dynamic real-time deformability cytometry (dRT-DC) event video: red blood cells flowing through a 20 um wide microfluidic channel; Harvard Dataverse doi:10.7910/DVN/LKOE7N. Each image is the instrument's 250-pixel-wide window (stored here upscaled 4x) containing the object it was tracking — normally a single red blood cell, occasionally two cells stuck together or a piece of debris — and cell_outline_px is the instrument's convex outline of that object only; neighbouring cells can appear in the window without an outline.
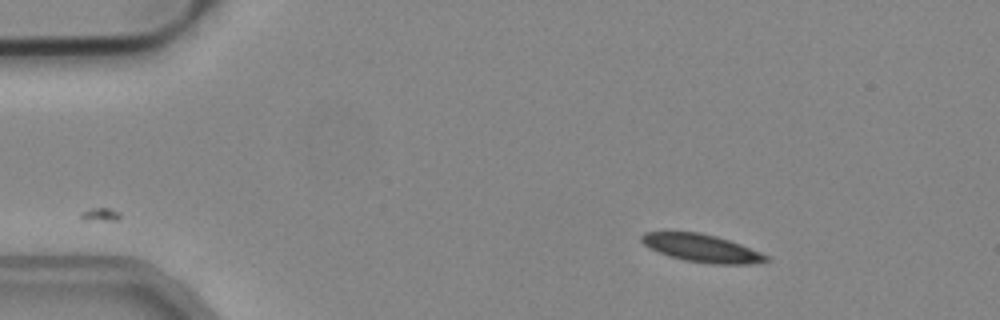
{"species": "common noctule bat (a hibernating species)", "species_latin": "Nyctalus noctula", "temperature_condition": "cold", "stored_images_in_passage": 45, "camera_frame_rate_fps": 3000, "um_per_image_px": 0.085, "animal": {"sex": "male", "body_mass_g": 19.2, "forearm_length_mm": 51.8}, "frame": {"image": 1, "passage_image": 1, "time_ms": 0.0, "image_size_px": [1000, 320], "cell_outline_px": [[768, 260], [748, 264], [716, 264], [684, 260], [668, 256], [648, 248], [640, 240], [640, 236], [644, 232], [700, 232], [716, 236], [740, 244], [760, 252], [768, 256]], "centroid_in_image_um": [59.59, 21.08], "position_along_channel_um": 25.4, "area_um2": 20.0}}
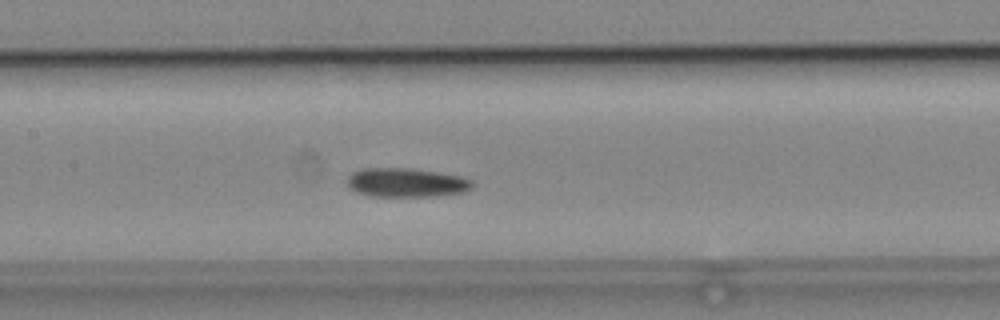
{"frame": {"image": 2, "passage_image": 18, "time_ms": 5.667, "image_size_px": [1000, 320], "cell_outline_px": [[472, 188], [464, 192], [436, 196], [372, 196], [356, 192], [348, 184], [348, 176], [352, 172], [364, 168], [412, 168], [460, 176], [472, 180]], "centroid_in_image_um": [34.54, 15.52], "position_along_channel_um": 172.9, "area_um2": 21.04}}
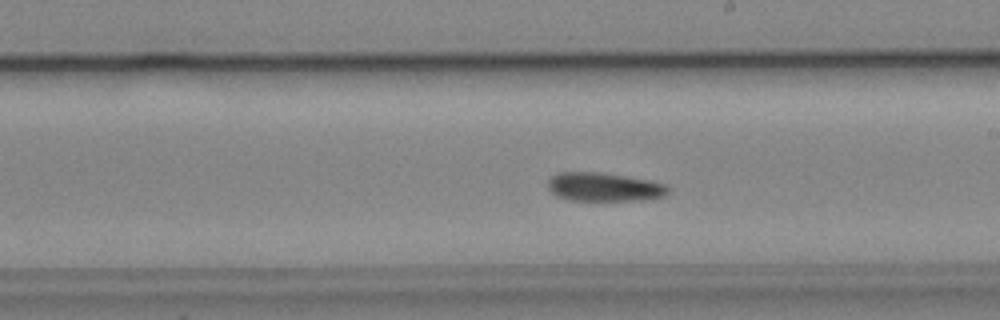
{"frame": {"image": 3, "passage_image": 23, "time_ms": 7.333, "image_size_px": [1000, 320], "cell_outline_px": [[668, 192], [660, 196], [640, 200], [568, 200], [552, 192], [548, 188], [548, 180], [552, 176], [560, 172], [600, 172], [648, 180], [668, 184]], "centroid_in_image_um": [51.32, 15.88], "position_along_channel_um": 237.7, "area_um2": 19.77}, "authors_computed_cell_mechanics": {"area_um2": 20.1144, "velocity_mm_per_s": 3.8948, "shape_relaxation_time_tau1_ms": 3.198, "shape_relaxation_time_tau2_ms": null, "deformation_change_tau1": 0.0879, "deformation_change_tau2": null}}